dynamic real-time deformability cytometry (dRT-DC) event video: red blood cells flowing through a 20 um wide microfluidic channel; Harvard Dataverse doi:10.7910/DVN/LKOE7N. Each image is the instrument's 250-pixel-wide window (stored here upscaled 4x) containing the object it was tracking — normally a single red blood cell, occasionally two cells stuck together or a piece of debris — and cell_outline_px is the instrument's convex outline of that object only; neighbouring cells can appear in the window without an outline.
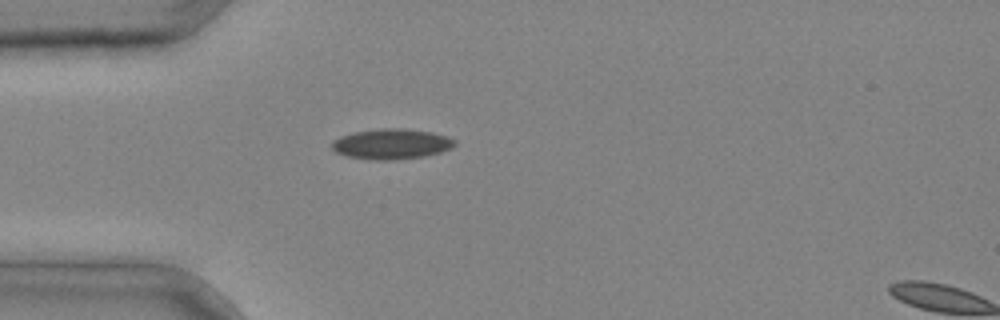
{"species": "common noctule bat (a hibernating species)", "species_latin": "Nyctalus noctula", "temperature_condition": "cold", "stored_images_in_passage": 3, "segment_of_instrument_passage": [1, 2], "camera_frame_rate_fps": 3000, "um_per_image_px": 0.085, "animal": {"sex": "male", "body_mass_g": 20.4}, "frame": {"image": 1, "passage_image": 2, "time_ms": 0.333, "image_size_px": [1000, 320], "cell_outline_px": [[456, 144], [452, 148], [440, 152], [424, 156], [392, 160], [376, 160], [348, 156], [336, 152], [332, 148], [332, 140], [340, 136], [352, 132], [380, 128], [404, 128], [432, 132], [448, 136], [456, 140]], "centroid_in_image_um": [33.29, 12.22], "position_along_channel_um": 51.7, "area_um2": 21.85}}